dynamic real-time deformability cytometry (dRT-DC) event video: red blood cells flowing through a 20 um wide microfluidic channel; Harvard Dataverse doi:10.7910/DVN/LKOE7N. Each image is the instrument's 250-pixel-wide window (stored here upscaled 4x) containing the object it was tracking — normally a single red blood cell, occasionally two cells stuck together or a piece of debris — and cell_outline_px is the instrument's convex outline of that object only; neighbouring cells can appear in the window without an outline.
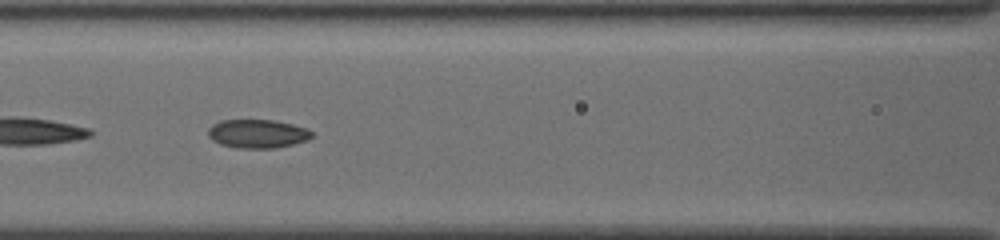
{"species": "common noctule bat (a hibernating species)", "species_latin": "Nyctalus noctula", "temperature_condition": "cold", "stored_images_in_passage": 42, "camera_frame_rate_fps": 3000, "um_per_image_px": 0.085, "animal": {"sex": "female", "body_mass_g": 19.5, "forearm_length_mm": 54.1}, "frame": {"image": 1, "passage_image": 13, "time_ms": 4.0, "image_size_px": [1000, 240], "cell_outline_px": [[312, 136], [308, 140], [276, 148], [236, 148], [220, 144], [212, 140], [208, 136], [208, 128], [212, 124], [220, 120], [272, 120], [292, 124], [308, 128], [312, 132]], "centroid_in_image_um": [21.87, 11.36], "position_along_channel_um": 144.7, "area_um2": 17.4}, "authors_computed_cell_mechanics": {"area_um2": 17.5712, "velocity_mm_per_s": 3.8103, "shape_relaxation_time_tau1_ms": 5.6198, "shape_relaxation_time_tau2_ms": 4.9608, "deformation_change_tau1": 0.1018, "deformation_change_tau2": 0.0846}}